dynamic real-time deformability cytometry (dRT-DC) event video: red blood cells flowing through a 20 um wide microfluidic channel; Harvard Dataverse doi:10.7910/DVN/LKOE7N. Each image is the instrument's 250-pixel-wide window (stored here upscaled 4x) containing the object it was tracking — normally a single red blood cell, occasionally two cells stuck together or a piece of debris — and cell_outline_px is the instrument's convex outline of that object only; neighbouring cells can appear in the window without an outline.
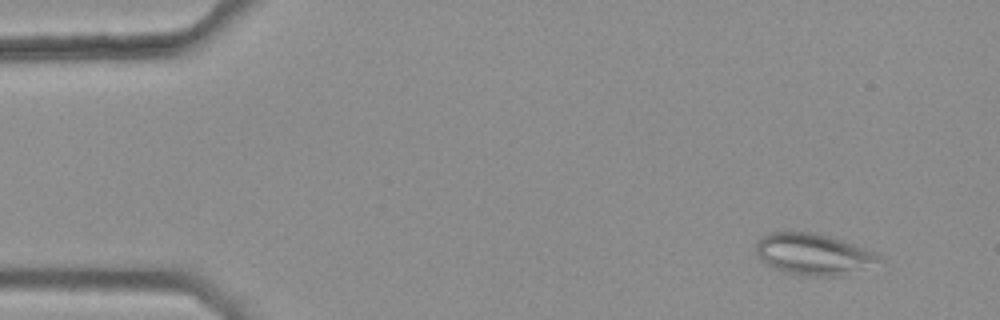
{"species": "common noctule bat (a hibernating species)", "species_latin": "Nyctalus noctula", "temperature_condition": "warm", "stored_images_in_passage": 3, "camera_frame_rate_fps": 3000, "um_per_image_px": 0.085, "animal": {"sex": "female", "body_mass_g": 25.1}, "frame": {"image": 1, "passage_image": 2, "time_ms": 0.333, "image_size_px": [1000, 320], "cell_outline_px": [[880, 260], [864, 268], [844, 276], [804, 276], [784, 272], [772, 268], [764, 264], [756, 256], [756, 244], [764, 236], [772, 232], [816, 232], [852, 244], [872, 252], [880, 256]], "centroid_in_image_um": [69.05, 21.63], "position_along_channel_um": 15.9, "area_um2": 29.42}}